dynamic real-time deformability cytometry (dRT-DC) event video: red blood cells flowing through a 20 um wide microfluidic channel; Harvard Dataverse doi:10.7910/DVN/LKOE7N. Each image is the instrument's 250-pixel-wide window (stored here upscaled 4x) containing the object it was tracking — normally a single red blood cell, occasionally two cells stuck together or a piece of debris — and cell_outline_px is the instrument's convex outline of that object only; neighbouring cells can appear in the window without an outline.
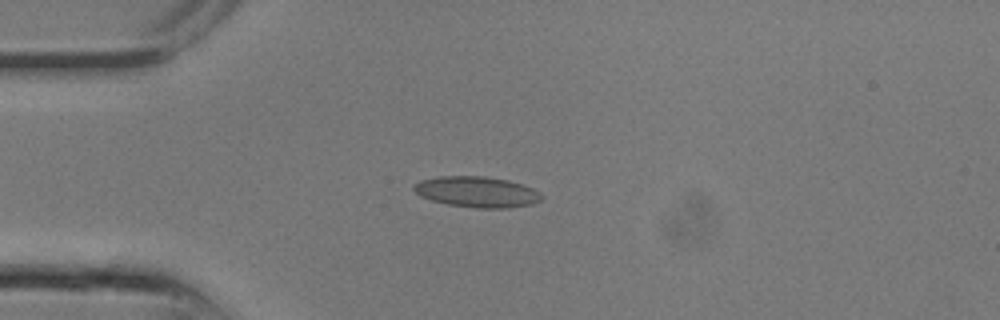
{"species": "common noctule bat (a hibernating species)", "species_latin": "Nyctalus noctula", "temperature_condition": "room temperature", "stored_images_in_passage": 7, "camera_frame_rate_fps": 3000, "um_per_image_px": 0.085, "animal": {"sex": "male", "body_mass_g": 13.3}, "frame": {"image": 1, "passage_image": 6, "time_ms": 1.667, "image_size_px": [1000, 320], "cell_outline_px": [[544, 196], [540, 200], [532, 204], [504, 208], [476, 208], [448, 204], [432, 200], [420, 196], [412, 188], [420, 180], [440, 176], [484, 176], [508, 180], [532, 188], [540, 192]], "centroid_in_image_um": [40.54, 16.31], "position_along_channel_um": 44.5, "area_um2": 22.77}}